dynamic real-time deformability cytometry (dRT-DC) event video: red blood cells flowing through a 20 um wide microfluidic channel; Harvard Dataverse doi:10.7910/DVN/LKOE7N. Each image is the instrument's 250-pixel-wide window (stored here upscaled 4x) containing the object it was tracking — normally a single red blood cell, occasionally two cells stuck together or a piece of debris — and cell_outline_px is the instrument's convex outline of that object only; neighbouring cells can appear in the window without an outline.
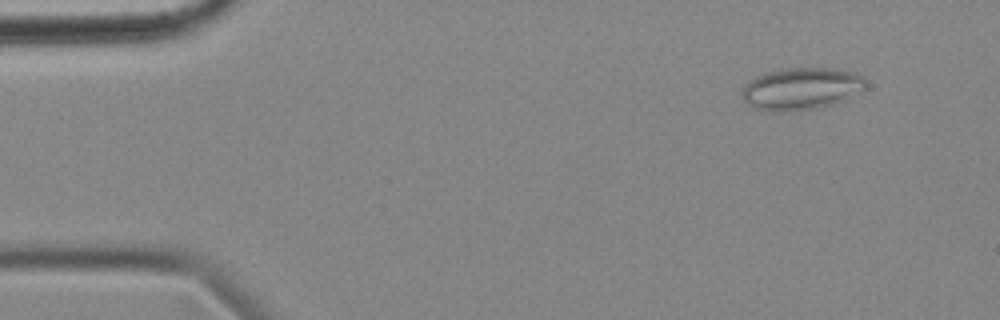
{"species": "common noctule bat (a hibernating species)", "species_latin": "Nyctalus noctula", "temperature_condition": "cold", "stored_images_in_passage": 11, "camera_frame_rate_fps": 3000, "um_per_image_px": 0.085, "animal": {"sex": "female", "body_mass_g": 18.4}, "frame": {"image": 1, "passage_image": 5, "time_ms": 1.333, "image_size_px": [1000, 320], "cell_outline_px": [[864, 88], [832, 104], [816, 108], [756, 108], [748, 104], [740, 96], [744, 84], [756, 76], [764, 72], [784, 68], [832, 68], [856, 72], [864, 80]], "centroid_in_image_um": [68.06, 7.46], "position_along_channel_um": 16.9, "area_um2": 29.13}}